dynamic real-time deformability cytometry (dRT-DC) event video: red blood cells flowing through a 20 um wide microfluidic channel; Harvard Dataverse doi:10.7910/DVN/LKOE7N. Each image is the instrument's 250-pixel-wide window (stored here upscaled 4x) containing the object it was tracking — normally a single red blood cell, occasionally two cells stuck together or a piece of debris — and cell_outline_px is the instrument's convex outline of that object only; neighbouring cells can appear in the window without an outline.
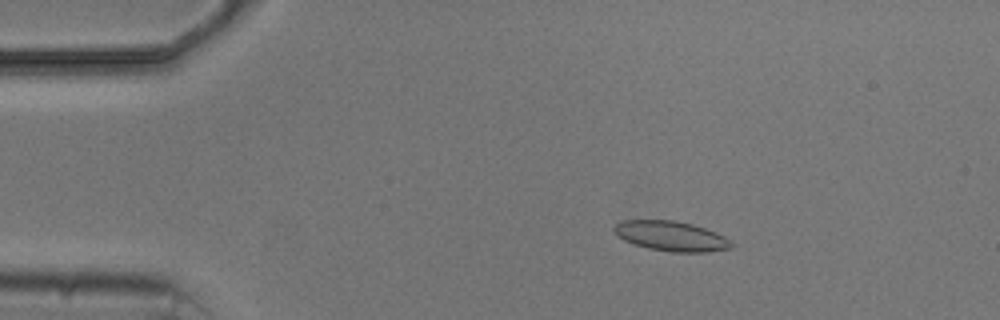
{"species": "common noctule bat (a hibernating species)", "species_latin": "Nyctalus noctula", "temperature_condition": "cold", "stored_images_in_passage": 5, "camera_frame_rate_fps": 3000, "um_per_image_px": 0.085, "animal": {"sex": "male", "body_mass_g": 20.5, "forearm_length_mm": 52.5}, "frame": {"image": 1, "passage_image": 2, "time_ms": 2.0, "image_size_px": [1000, 320], "cell_outline_px": [[732, 248], [708, 252], [672, 252], [648, 248], [624, 240], [616, 236], [612, 228], [620, 220], [672, 220], [692, 224], [716, 232], [724, 236], [732, 244]], "centroid_in_image_um": [57.01, 20.06], "position_along_channel_um": 28.0, "area_um2": 20.4}}
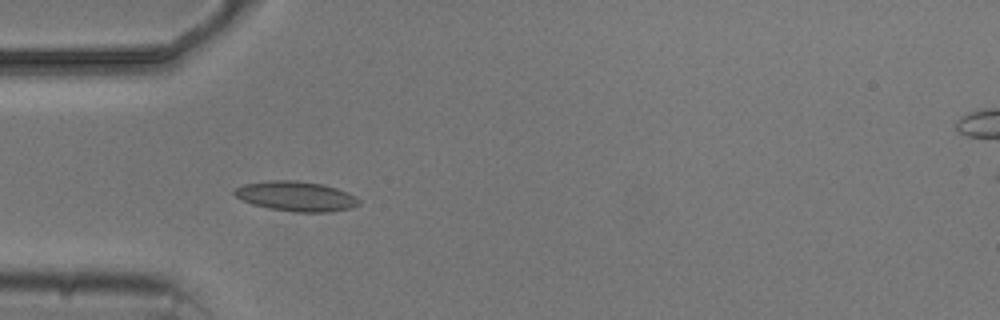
{"frame": {"image": 2, "passage_image": 4, "time_ms": 4.333, "image_size_px": [1000, 320], "cell_outline_px": [[360, 204], [352, 208], [328, 212], [296, 212], [268, 208], [252, 204], [236, 196], [232, 192], [236, 188], [244, 184], [268, 180], [296, 180], [324, 184], [348, 192], [356, 196], [360, 200]], "centroid_in_image_um": [25.2, 16.68], "position_along_channel_um": 59.8, "area_um2": 21.79}}
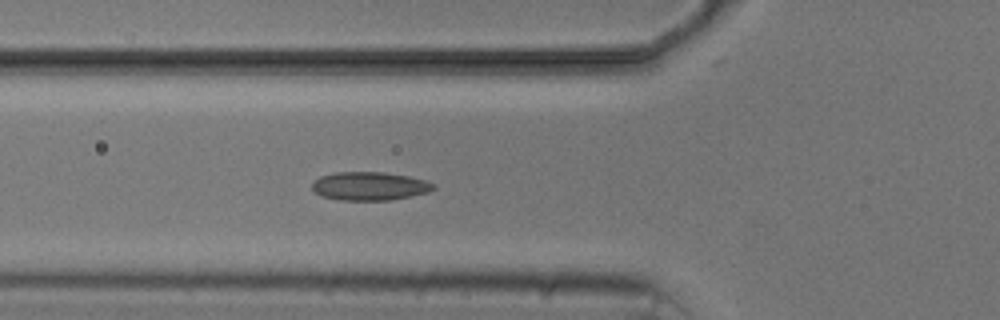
{"frame": {"image": 3, "passage_image": 5, "time_ms": 5.333, "image_size_px": [1000, 320], "cell_outline_px": [[436, 188], [428, 192], [412, 196], [392, 200], [340, 200], [320, 196], [312, 188], [312, 184], [320, 176], [336, 172], [384, 172], [408, 176], [424, 180], [436, 184]], "centroid_in_image_um": [31.44, 15.82], "position_along_channel_um": 94.4, "area_um2": 20.17}}